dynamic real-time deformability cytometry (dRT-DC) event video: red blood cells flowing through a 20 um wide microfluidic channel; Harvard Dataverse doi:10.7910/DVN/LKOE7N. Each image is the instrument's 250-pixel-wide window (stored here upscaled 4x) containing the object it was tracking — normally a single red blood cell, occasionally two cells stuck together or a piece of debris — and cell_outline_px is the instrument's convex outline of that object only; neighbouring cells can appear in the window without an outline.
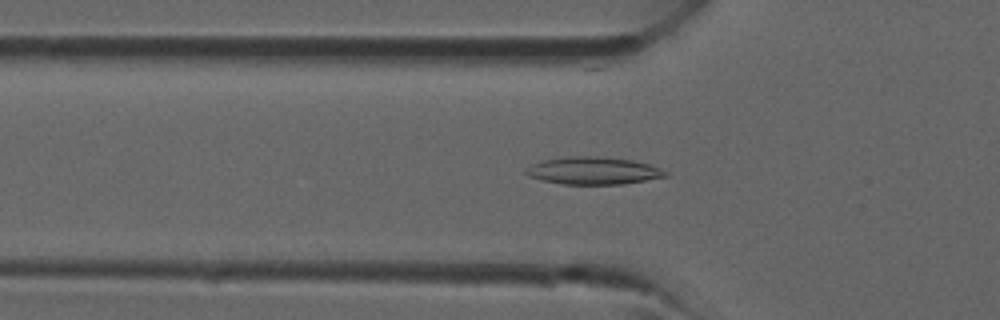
{"species": "common noctule bat (a hibernating species)", "species_latin": "Nyctalus noctula", "temperature_condition": "room temperature", "stored_images_in_passage": 36, "camera_frame_rate_fps": 3000, "um_per_image_px": 0.085, "animal": {"sex": "male", "forearm_length_mm": 52.5}, "frame": {"image": 1, "passage_image": 9, "time_ms": 2.667, "image_size_px": [1000, 320], "cell_outline_px": [[668, 176], [620, 184], [564, 184], [544, 180], [528, 176], [524, 172], [524, 168], [532, 164], [544, 160], [572, 156], [596, 156], [632, 160], [648, 164], [660, 168], [668, 172]], "centroid_in_image_um": [50.41, 14.5], "position_along_channel_um": 75.4, "area_um2": 22.08}}
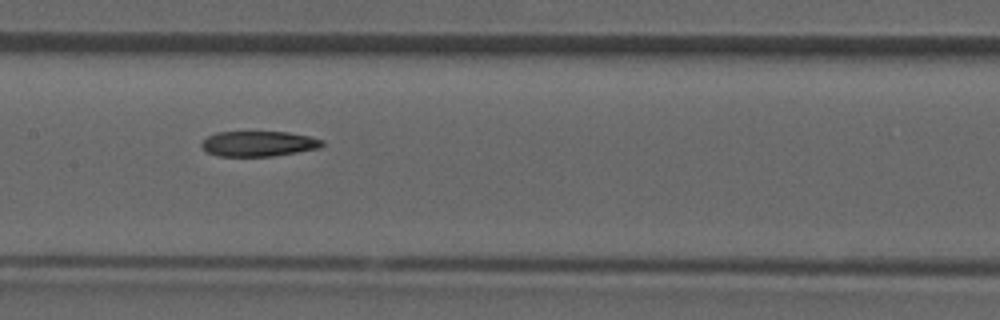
{"frame": {"image": 2, "passage_image": 16, "time_ms": 5.0, "image_size_px": [1000, 320], "cell_outline_px": [[324, 144], [320, 148], [272, 156], [216, 156], [208, 152], [200, 144], [208, 136], [216, 132], [288, 132], [312, 136], [324, 140]], "centroid_in_image_um": [22.01, 12.21], "position_along_channel_um": 185.4, "area_um2": 17.8}}
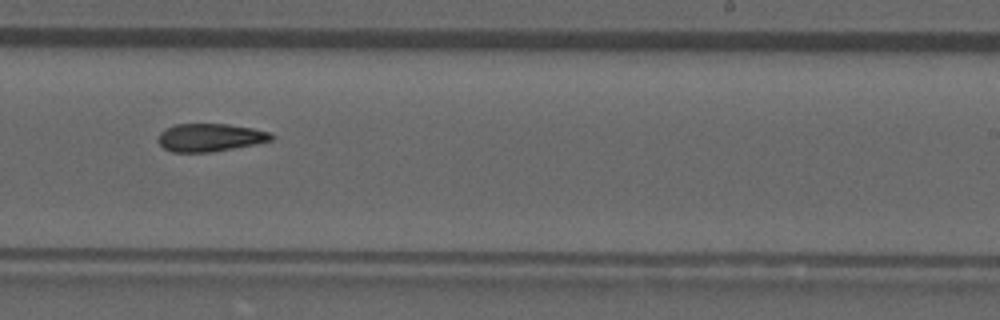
{"frame": {"image": 3, "passage_image": 21, "time_ms": 6.667, "image_size_px": [1000, 320], "cell_outline_px": [[276, 136], [272, 140], [256, 144], [212, 152], [172, 152], [164, 148], [156, 140], [160, 132], [176, 124], [228, 124], [252, 128], [272, 132]], "centroid_in_image_um": [17.89, 11.69], "position_along_channel_um": 271.1, "area_um2": 18.55}}